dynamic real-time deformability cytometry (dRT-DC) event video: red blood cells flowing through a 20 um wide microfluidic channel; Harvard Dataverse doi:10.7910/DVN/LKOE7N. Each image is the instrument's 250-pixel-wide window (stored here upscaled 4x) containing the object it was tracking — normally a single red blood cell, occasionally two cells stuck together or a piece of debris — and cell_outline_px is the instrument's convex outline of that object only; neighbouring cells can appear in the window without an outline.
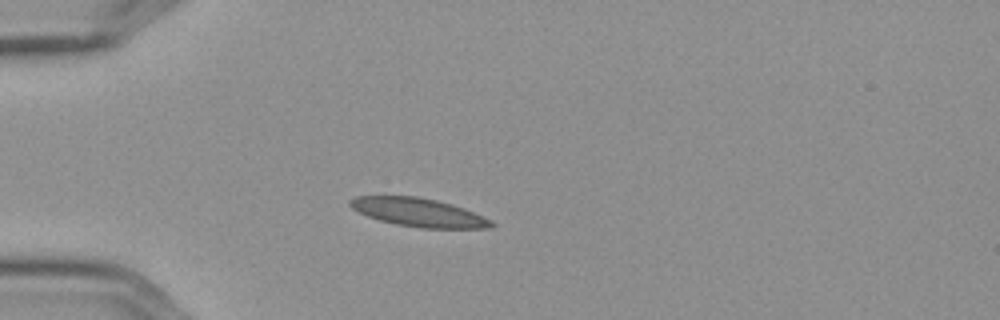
{"species": "Egyptian fruit bat (a non-hibernating species)", "species_latin": "Rousettus aegyptiacus", "temperature_condition": "cold", "stored_images_in_passage": 3, "camera_frame_rate_fps": 3000, "um_per_image_px": 0.085, "frame": {"image": 1, "passage_image": 3, "time_ms": 0.667, "image_size_px": [1000, 320], "cell_outline_px": [[496, 224], [492, 228], [420, 228], [396, 224], [380, 220], [368, 216], [352, 208], [348, 204], [348, 200], [356, 196], [416, 196], [436, 200], [452, 204], [464, 208], [492, 220]], "centroid_in_image_um": [35.6, 18.05], "position_along_channel_um": 49.4, "area_um2": 23.41}}